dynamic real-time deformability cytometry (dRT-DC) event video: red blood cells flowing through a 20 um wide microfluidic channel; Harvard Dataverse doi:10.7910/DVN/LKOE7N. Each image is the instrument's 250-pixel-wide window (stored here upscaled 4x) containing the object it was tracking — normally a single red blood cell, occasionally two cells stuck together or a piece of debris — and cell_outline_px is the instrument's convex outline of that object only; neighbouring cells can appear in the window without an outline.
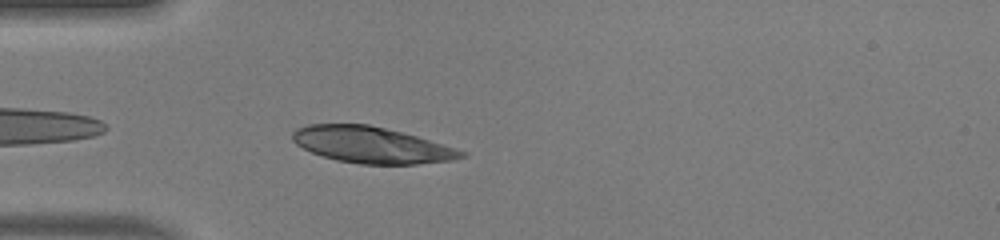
{"species": "human", "species_latin": "Homo sapiens", "temperature_condition": "warm", "stored_images_in_passage": 35, "camera_frame_rate_fps": 3000, "um_per_image_px": 0.085, "donor": {"sex": "male"}, "frame": {"image": 1, "passage_image": 2, "time_ms": 0.333, "image_size_px": [1000, 240], "cell_outline_px": [[468, 156], [452, 160], [416, 164], [360, 164], [336, 160], [312, 152], [296, 144], [292, 140], [292, 132], [296, 128], [308, 124], [368, 124], [416, 136], [456, 148], [468, 152]], "centroid_in_image_um": [31.59, 12.32], "position_along_channel_um": 53.4, "area_um2": 35.55}}
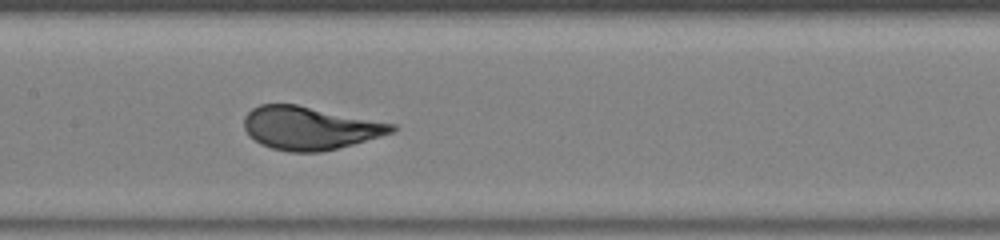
{"frame": {"image": 2, "passage_image": 12, "time_ms": 3.667, "image_size_px": [1000, 240], "cell_outline_px": [[396, 128], [392, 132], [380, 136], [352, 144], [320, 152], [288, 152], [272, 148], [260, 144], [248, 136], [244, 128], [244, 116], [252, 108], [260, 104], [296, 104], [396, 124]], "centroid_in_image_um": [26.28, 10.88], "position_along_channel_um": 181.1, "area_um2": 36.99}}
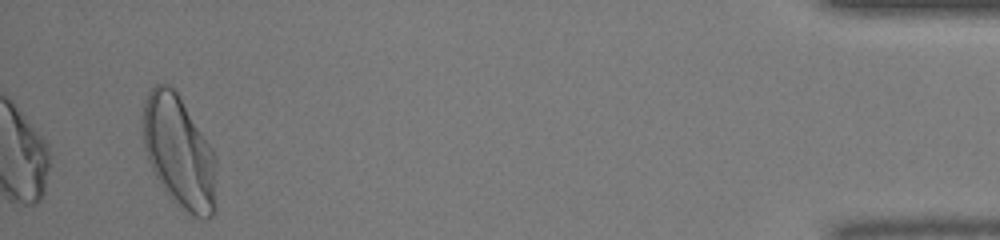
{"frame": {"image": 3, "passage_image": 35, "time_ms": 11.333, "image_size_px": [1000, 240], "cell_outline_px": [[216, 212], [212, 216], [204, 220], [188, 212], [172, 200], [168, 196], [160, 184], [148, 160], [144, 148], [144, 104], [148, 92], [156, 84], [168, 84], [180, 96], [212, 148], [216, 156]], "centroid_in_image_um": [15.26, 12.96], "position_along_channel_um": 419.9, "area_um2": 48.03}, "authors_computed_cell_mechanics": {"area_um2": 37.4544, "velocity_mm_per_s": 4.1054, "shape_relaxation_time_tau1_ms": 2.4652, "shape_relaxation_time_tau2_ms": null, "deformation_change_tau1": 0.1842, "deformation_change_tau2": null}}